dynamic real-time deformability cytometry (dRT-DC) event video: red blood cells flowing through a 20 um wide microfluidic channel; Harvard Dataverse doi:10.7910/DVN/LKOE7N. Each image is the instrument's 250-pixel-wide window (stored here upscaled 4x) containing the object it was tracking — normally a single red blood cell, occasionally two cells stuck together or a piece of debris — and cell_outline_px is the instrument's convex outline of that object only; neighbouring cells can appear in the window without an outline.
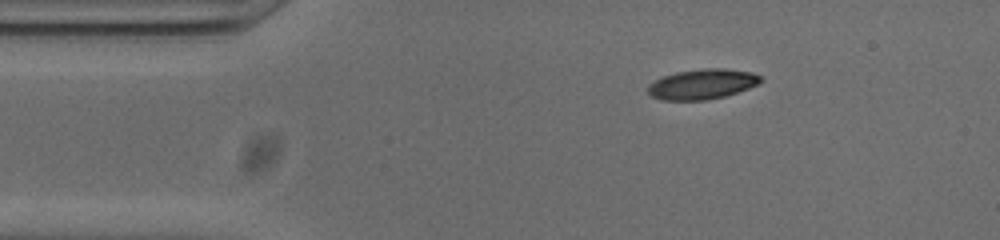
{"species": "common noctule bat (a hibernating species)", "species_latin": "Nyctalus noctula", "temperature_condition": "cold", "stored_images_in_passage": 45, "camera_frame_rate_fps": 3000, "um_per_image_px": 0.085, "animal": {"sex": "male", "body_mass_g": 20.0, "forearm_length_mm": 53.3}, "frame": {"image": 1, "passage_image": 1, "time_ms": 0.0, "image_size_px": [1000, 240], "cell_outline_px": [[764, 80], [760, 84], [724, 96], [704, 100], [660, 100], [652, 96], [648, 92], [648, 84], [664, 76], [676, 72], [704, 68], [724, 68], [752, 72], [760, 76]], "centroid_in_image_um": [59.71, 7.14], "position_along_channel_um": 25.3, "area_um2": 19.77}}
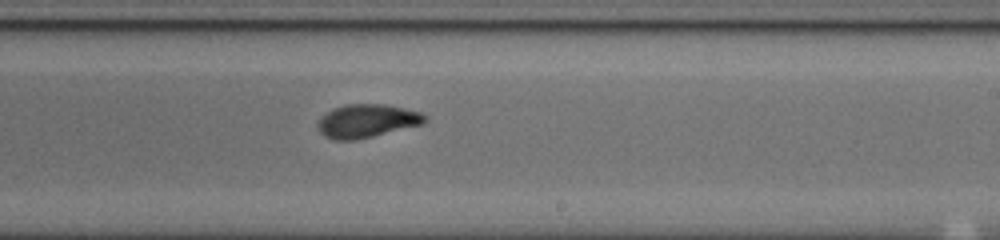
{"frame": {"image": 2, "passage_image": 23, "time_ms": 7.333, "image_size_px": [1000, 240], "cell_outline_px": [[428, 120], [424, 124], [356, 140], [332, 140], [324, 136], [320, 132], [316, 124], [320, 116], [332, 108], [344, 104], [388, 104], [420, 112], [428, 116]], "centroid_in_image_um": [31.17, 10.27], "position_along_channel_um": 257.8, "area_um2": 21.21}}
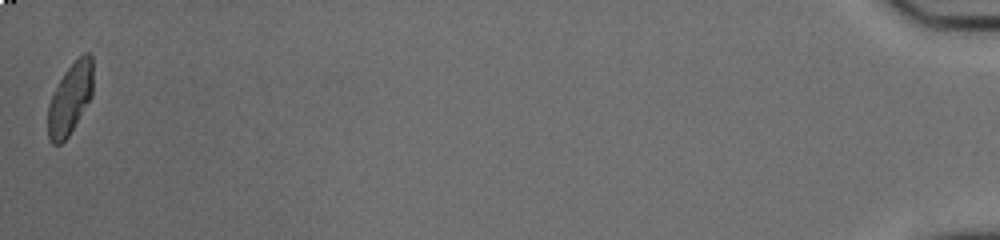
{"frame": {"image": 3, "passage_image": 45, "time_ms": 14.667, "image_size_px": [1000, 240], "cell_outline_px": [[92, 96], [68, 136], [60, 144], [52, 144], [48, 136], [48, 104], [64, 72], [84, 52], [88, 52], [92, 56]], "centroid_in_image_um": [5.96, 8.39], "position_along_channel_um": 429.2, "area_um2": 18.38}, "authors_computed_cell_mechanics": {"area_um2": 20.1722, "velocity_mm_per_s": 3.8334, "shape_relaxation_time_tau1_ms": 3.2571, "shape_relaxation_time_tau2_ms": 1.0598, "deformation_change_tau1": 0.1596, "deformation_change_tau2": 0.0605}}